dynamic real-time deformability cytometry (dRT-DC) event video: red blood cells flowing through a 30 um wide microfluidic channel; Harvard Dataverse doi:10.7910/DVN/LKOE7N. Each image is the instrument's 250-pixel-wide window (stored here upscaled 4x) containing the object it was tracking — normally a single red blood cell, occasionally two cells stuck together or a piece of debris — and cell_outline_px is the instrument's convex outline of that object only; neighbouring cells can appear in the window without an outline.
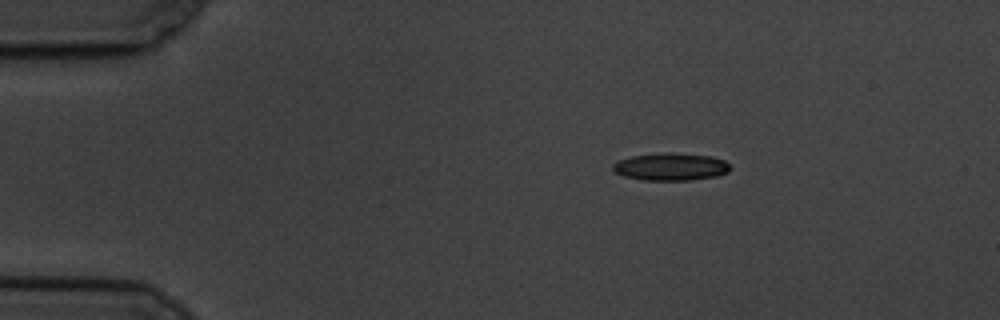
{"species": "common noctule bat (a hibernating species)", "species_latin": "Nyctalus noctula", "temperature_condition": "cold", "stored_images_in_passage": 49, "camera_frame_rate_fps": 3000, "um_per_image_px": 0.085, "animal": {"sex": "male", "body_mass_g": 19.5, "forearm_length_mm": 54.6}, "frame": {"image": 1, "passage_image": 1, "time_ms": 0.0, "image_size_px": [1000, 320], "cell_outline_px": [[732, 168], [728, 172], [716, 176], [692, 180], [640, 180], [624, 176], [616, 172], [612, 168], [612, 164], [620, 160], [632, 156], [664, 152], [672, 152], [712, 156], [724, 160]], "centroid_in_image_um": [57.03, 14.17], "position_along_channel_um": 28.0, "area_um2": 18.9}}
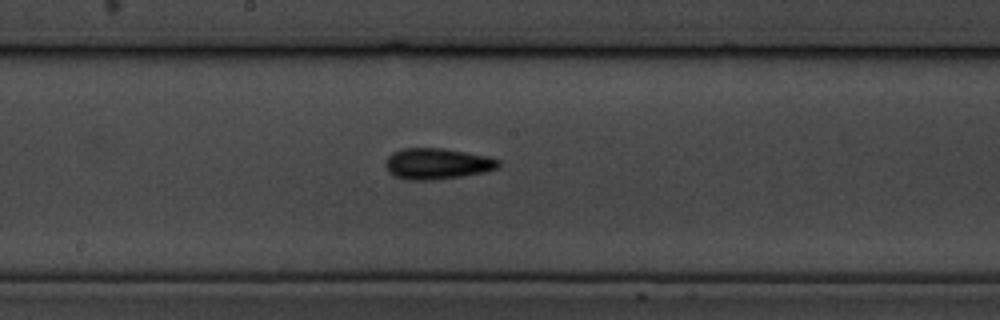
{"frame": {"image": 2, "passage_image": 22, "time_ms": 7.0, "image_size_px": [1000, 320], "cell_outline_px": [[500, 164], [496, 168], [484, 172], [464, 176], [432, 180], [408, 180], [396, 176], [388, 172], [384, 164], [388, 156], [392, 152], [404, 148], [444, 148], [488, 156], [500, 160]], "centroid_in_image_um": [37.14, 13.91], "position_along_channel_um": 211.1, "area_um2": 20.52}}
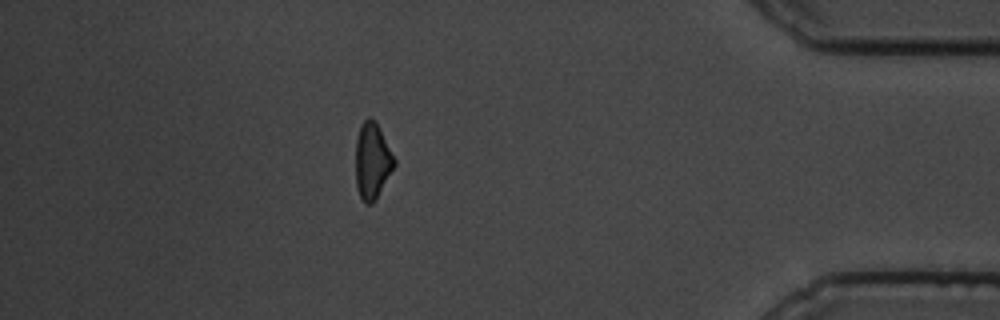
{"frame": {"image": 3, "passage_image": 42, "time_ms": 13.667, "image_size_px": [1000, 320], "cell_outline_px": [[396, 164], [372, 204], [364, 204], [356, 188], [356, 140], [360, 124], [368, 116], [372, 116], [376, 120], [396, 160]], "centroid_in_image_um": [31.63, 13.63], "position_along_channel_um": 403.6, "area_um2": 17.28}, "authors_computed_cell_mechanics": {"area_um2": 18.8428, "velocity_mm_per_s": 3.4964, "shape_relaxation_time_tau1_ms": 7.089, "shape_relaxation_time_tau2_ms": 8.0241, "deformation_change_tau1": 0.1269, "deformation_change_tau2": 0.1551}}